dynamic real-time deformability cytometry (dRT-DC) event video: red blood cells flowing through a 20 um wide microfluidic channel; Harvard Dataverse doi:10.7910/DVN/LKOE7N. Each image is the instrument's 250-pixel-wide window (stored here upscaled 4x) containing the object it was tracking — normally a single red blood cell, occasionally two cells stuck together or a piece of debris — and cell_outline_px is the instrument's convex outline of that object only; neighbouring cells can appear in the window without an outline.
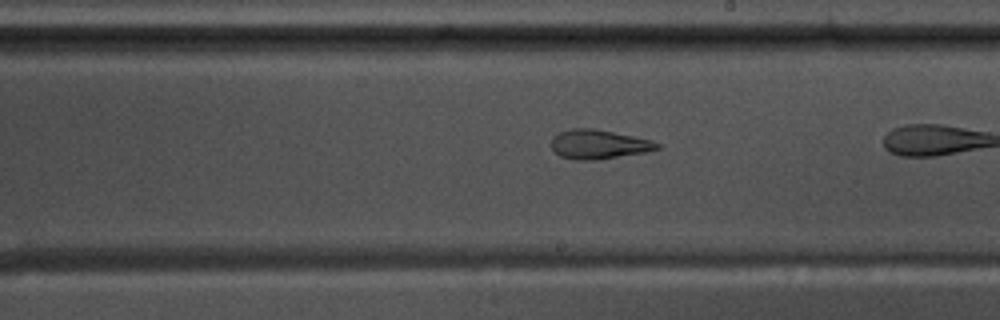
{"species": "common noctule bat (a hibernating species)", "species_latin": "Nyctalus noctula", "temperature_condition": "warm", "stored_images_in_passage": 33, "camera_frame_rate_fps": 3000, "um_per_image_px": 0.085, "animal": {"sex": "male", "body_mass_g": 17.5, "forearm_length_mm": 52.3}, "frame": {"image": 1, "passage_image": 24, "time_ms": 7.667, "image_size_px": [1000, 320], "cell_outline_px": [[660, 148], [644, 152], [600, 160], [576, 160], [560, 156], [552, 148], [552, 136], [560, 132], [572, 128], [592, 128], [652, 140], [660, 144]], "centroid_in_image_um": [50.87, 12.27], "position_along_channel_um": 238.1, "area_um2": 17.92}}